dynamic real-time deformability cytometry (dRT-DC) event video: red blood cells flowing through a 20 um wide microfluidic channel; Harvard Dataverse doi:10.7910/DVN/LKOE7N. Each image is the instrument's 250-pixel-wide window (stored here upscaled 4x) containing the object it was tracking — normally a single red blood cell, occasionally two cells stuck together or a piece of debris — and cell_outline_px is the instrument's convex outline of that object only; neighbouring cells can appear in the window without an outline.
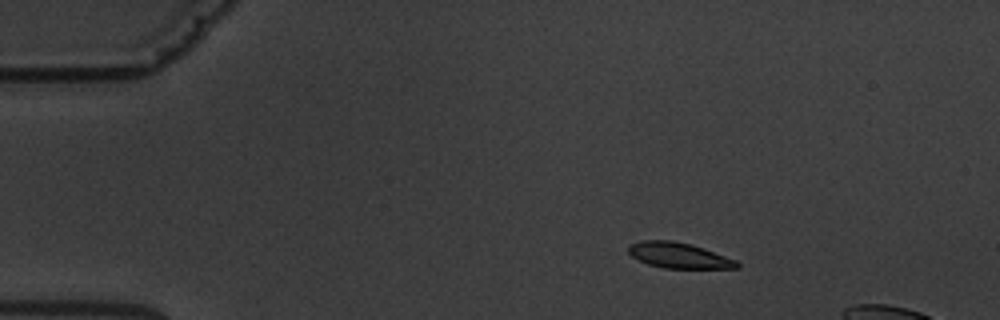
{"species": "common noctule bat (a hibernating species)", "species_latin": "Nyctalus noctula", "temperature_condition": "warm", "stored_images_in_passage": 6, "camera_frame_rate_fps": 3000, "um_per_image_px": 0.085, "animal": {"sex": "male", "body_mass_g": 19.5, "forearm_length_mm": 54.6}, "frame": {"image": 1, "passage_image": 3, "time_ms": 2.333, "image_size_px": [1000, 320], "cell_outline_px": [[740, 268], [664, 268], [648, 264], [632, 256], [628, 252], [628, 248], [632, 244], [644, 240], [672, 240], [692, 244], [736, 260], [740, 264]], "centroid_in_image_um": [57.72, 21.71], "position_along_channel_um": 27.3, "area_um2": 16.01}}